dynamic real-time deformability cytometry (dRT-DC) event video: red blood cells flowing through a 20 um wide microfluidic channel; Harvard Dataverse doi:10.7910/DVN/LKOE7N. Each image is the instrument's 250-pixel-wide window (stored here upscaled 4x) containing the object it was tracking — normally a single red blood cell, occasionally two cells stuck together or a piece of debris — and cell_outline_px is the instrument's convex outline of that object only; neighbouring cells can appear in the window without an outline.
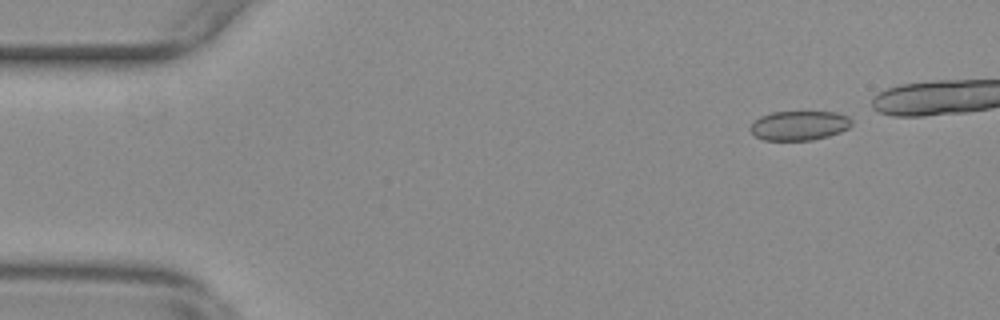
{"species": "common noctule bat (a hibernating species)", "species_latin": "Nyctalus noctula", "temperature_condition": "warm", "stored_images_in_passage": 43, "camera_frame_rate_fps": 3000, "um_per_image_px": 0.085, "animal": {"sex": "female", "body_mass_g": 29.2, "forearm_length_mm": 56.3}, "frame": {"image": 1, "passage_image": 3, "time_ms": 0.667, "image_size_px": [1000, 320], "cell_outline_px": [[852, 124], [848, 128], [840, 132], [828, 136], [812, 140], [764, 140], [756, 136], [748, 128], [760, 116], [772, 112], [836, 112], [848, 116], [852, 120]], "centroid_in_image_um": [67.95, 10.67], "position_along_channel_um": 17.1, "area_um2": 17.34}}
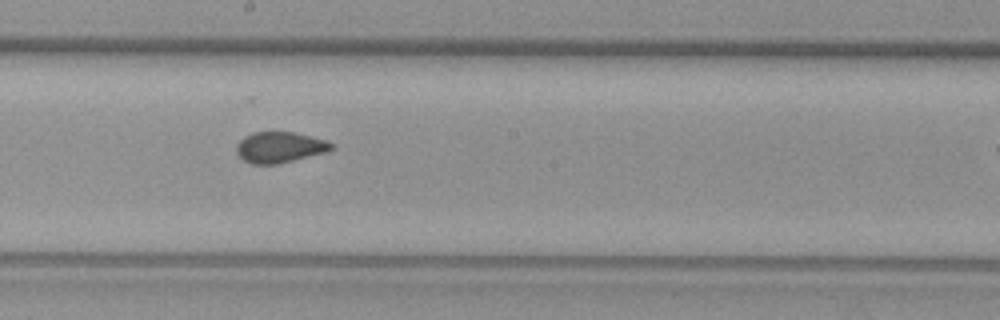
{"frame": {"image": 2, "passage_image": 28, "time_ms": 9.0, "image_size_px": [1000, 320], "cell_outline_px": [[332, 148], [328, 152], [276, 164], [252, 164], [244, 160], [236, 152], [236, 144], [244, 136], [252, 132], [292, 132], [324, 140], [332, 144]], "centroid_in_image_um": [23.73, 12.52], "position_along_channel_um": 224.5, "area_um2": 16.88}}
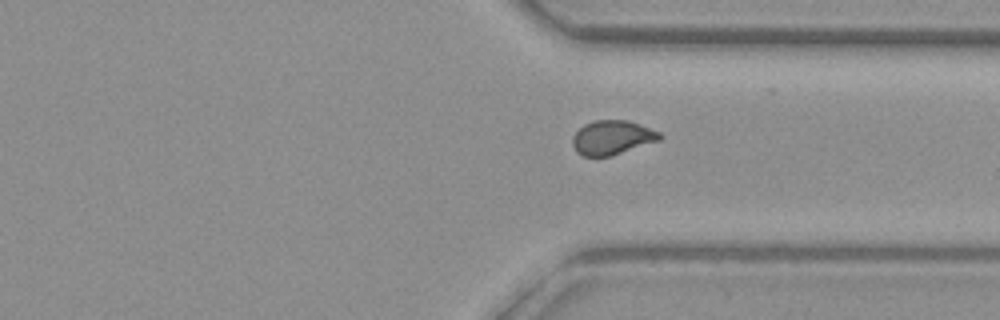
{"frame": {"image": 3, "passage_image": 39, "time_ms": 12.667, "image_size_px": [1000, 320], "cell_outline_px": [[664, 136], [660, 140], [612, 156], [584, 156], [576, 152], [572, 144], [572, 136], [584, 124], [596, 120], [628, 120], [660, 132]], "centroid_in_image_um": [52.04, 11.69], "position_along_channel_um": 359.4, "area_um2": 17.46}}